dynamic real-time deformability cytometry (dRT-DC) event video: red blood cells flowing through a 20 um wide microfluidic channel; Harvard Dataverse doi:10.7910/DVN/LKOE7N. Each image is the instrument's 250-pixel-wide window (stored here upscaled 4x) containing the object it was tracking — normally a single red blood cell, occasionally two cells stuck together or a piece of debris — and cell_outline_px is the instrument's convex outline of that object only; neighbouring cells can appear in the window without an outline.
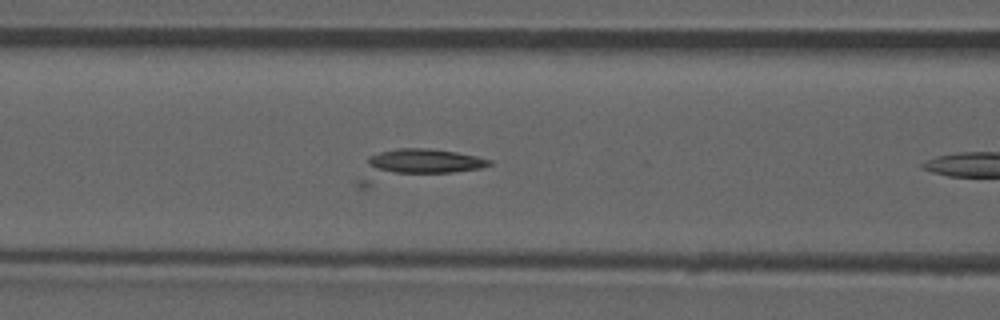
{"species": "common noctule bat (a hibernating species)", "species_latin": "Nyctalus noctula", "temperature_condition": "room temperature", "stored_images_in_passage": 18, "camera_frame_rate_fps": 3000, "um_per_image_px": 0.085, "animal": {"sex": "male", "forearm_length_mm": 52.5}, "frame": {"image": 1, "passage_image": 17, "time_ms": 5.333, "image_size_px": [1000, 320], "cell_outline_px": [[492, 164], [480, 168], [368, 188], [356, 188], [356, 180], [368, 156], [380, 152], [396, 148], [428, 148], [456, 152], [476, 156], [492, 160]], "centroid_in_image_um": [35.2, 14.08], "position_along_channel_um": 131.4, "area_um2": 24.39}}